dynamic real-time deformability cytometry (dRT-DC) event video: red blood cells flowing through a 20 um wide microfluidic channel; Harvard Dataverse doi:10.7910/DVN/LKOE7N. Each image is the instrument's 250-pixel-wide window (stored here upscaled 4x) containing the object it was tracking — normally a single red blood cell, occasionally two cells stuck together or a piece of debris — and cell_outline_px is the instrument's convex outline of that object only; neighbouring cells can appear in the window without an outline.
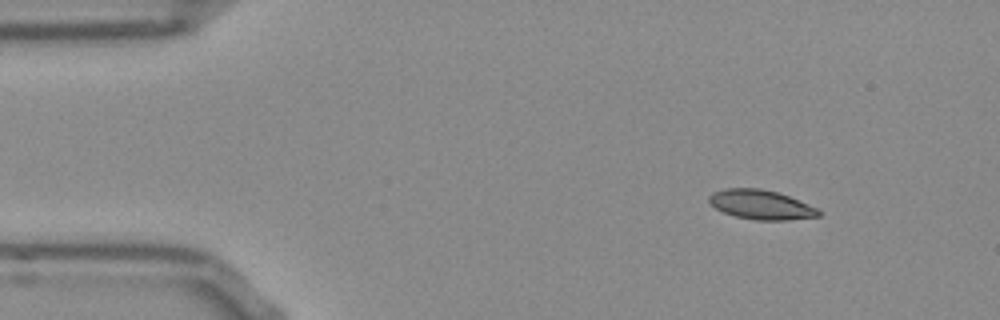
{"species": "Egyptian fruit bat (a non-hibernating species)", "species_latin": "Rousettus aegyptiacus", "temperature_condition": "room temperature", "stored_images_in_passage": 47, "camera_frame_rate_fps": 3000, "um_per_image_px": 0.085, "frame": {"image": 1, "passage_image": 1, "time_ms": 0.0, "image_size_px": [1000, 320], "cell_outline_px": [[824, 212], [820, 216], [788, 220], [756, 220], [736, 216], [724, 212], [716, 208], [708, 200], [708, 196], [712, 192], [728, 188], [760, 188], [780, 192], [808, 204]], "centroid_in_image_um": [64.72, 17.39], "position_along_channel_um": 20.3, "area_um2": 18.84}}
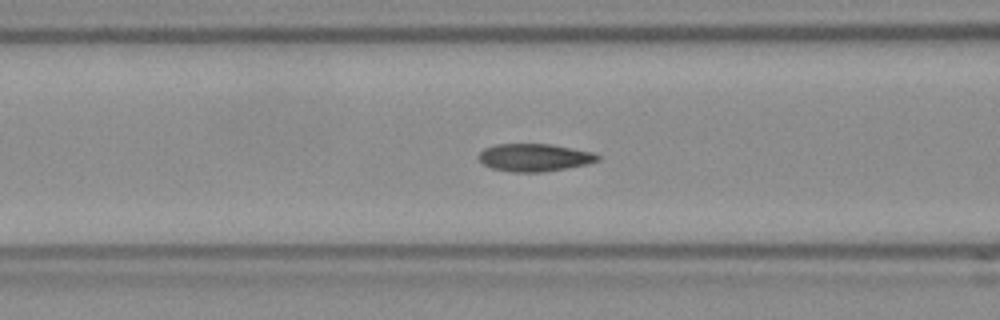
{"frame": {"image": 2, "passage_image": 15, "time_ms": 4.667, "image_size_px": [1000, 320], "cell_outline_px": [[600, 160], [588, 164], [568, 168], [544, 172], [512, 172], [492, 168], [484, 164], [476, 156], [484, 148], [496, 144], [552, 144], [592, 152], [600, 156]], "centroid_in_image_um": [45.43, 13.39], "position_along_channel_um": 121.2, "area_um2": 19.31}}
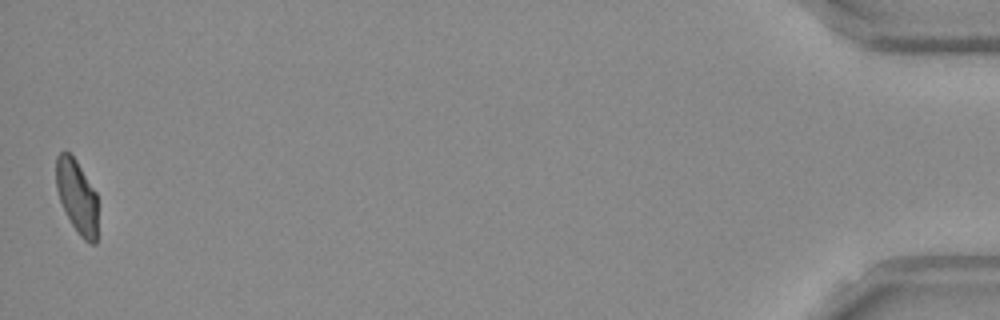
{"frame": {"image": 3, "passage_image": 47, "time_ms": 15.333, "image_size_px": [1000, 320], "cell_outline_px": [[96, 244], [92, 244], [84, 240], [80, 236], [72, 224], [60, 200], [56, 188], [56, 156], [60, 152], [68, 152], [76, 160], [96, 192]], "centroid_in_image_um": [6.53, 16.68], "position_along_channel_um": 428.7, "area_um2": 17.51}, "authors_computed_cell_mechanics": {"area_um2": 19.2474, "velocity_mm_per_s": 3.8099, "shape_relaxation_time_tau1_ms": 3.6566, "shape_relaxation_time_tau2_ms": 0.8384, "deformation_change_tau1": 0.1487, "deformation_change_tau2": 0.0638}}